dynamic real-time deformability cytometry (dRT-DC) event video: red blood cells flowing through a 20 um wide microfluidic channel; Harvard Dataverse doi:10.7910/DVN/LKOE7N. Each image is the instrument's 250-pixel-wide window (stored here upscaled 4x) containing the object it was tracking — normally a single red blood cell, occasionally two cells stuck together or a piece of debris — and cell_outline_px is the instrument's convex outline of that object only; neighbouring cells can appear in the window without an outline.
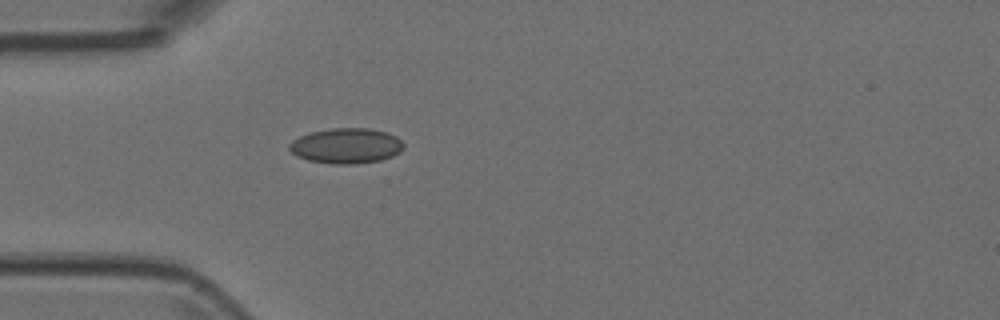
{"species": "Egyptian fruit bat (a non-hibernating species)", "species_latin": "Rousettus aegyptiacus", "temperature_condition": "room temperature", "stored_images_in_passage": 1, "camera_frame_rate_fps": 3000, "um_per_image_px": 0.085, "animal": {"sex": "female"}, "frame": {"image": 1, "passage_image": 1, "time_ms": 0.0, "image_size_px": [1000, 320], "cell_outline_px": [[404, 148], [400, 152], [392, 156], [380, 160], [356, 164], [332, 164], [308, 160], [296, 156], [288, 148], [288, 144], [292, 140], [308, 132], [328, 128], [368, 128], [384, 132], [396, 136], [404, 144]], "centroid_in_image_um": [29.4, 12.39], "position_along_channel_um": 55.6, "area_um2": 23.7}}